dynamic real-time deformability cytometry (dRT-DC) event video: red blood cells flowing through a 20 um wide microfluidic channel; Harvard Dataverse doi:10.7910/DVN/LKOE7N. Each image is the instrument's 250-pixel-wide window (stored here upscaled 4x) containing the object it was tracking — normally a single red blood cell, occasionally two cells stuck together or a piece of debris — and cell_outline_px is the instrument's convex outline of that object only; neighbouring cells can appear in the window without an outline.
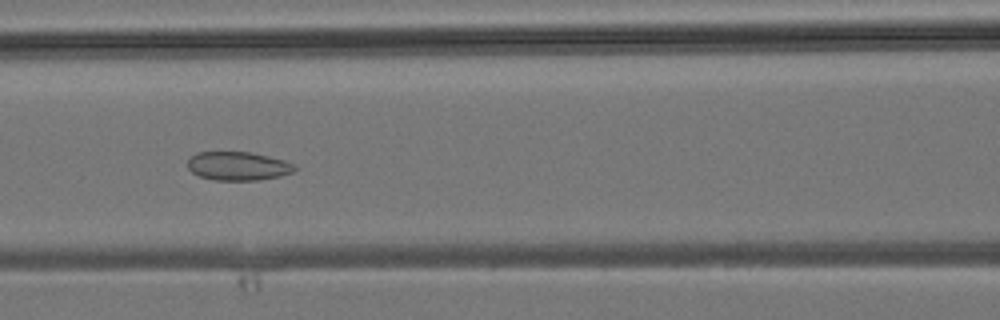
{"species": "common noctule bat (a hibernating species)", "species_latin": "Nyctalus noctula", "temperature_condition": "room temperature", "stored_images_in_passage": 42, "camera_frame_rate_fps": 3000, "um_per_image_px": 0.085, "animal": {"sex": "male", "body_mass_g": 19.2, "forearm_length_mm": 51.8}, "frame": {"image": 1, "passage_image": 18, "time_ms": 5.667, "image_size_px": [1000, 320], "cell_outline_px": [[296, 168], [292, 172], [280, 176], [260, 180], [216, 180], [200, 176], [192, 172], [188, 168], [188, 160], [196, 152], [252, 152], [284, 160], [292, 164]], "centroid_in_image_um": [20.22, 14.11], "position_along_channel_um": 146.4, "area_um2": 17.74}}
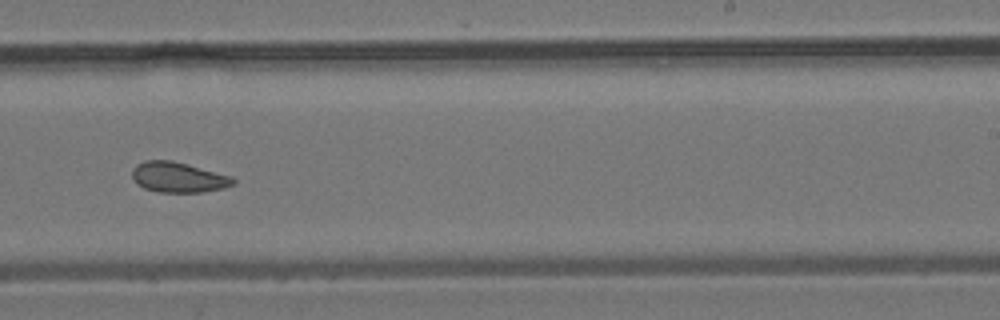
{"frame": {"image": 2, "passage_image": 26, "time_ms": 8.333, "image_size_px": [1000, 320], "cell_outline_px": [[236, 184], [224, 188], [204, 192], [160, 192], [144, 188], [136, 184], [132, 176], [132, 168], [136, 164], [144, 160], [172, 160], [232, 176], [236, 180]], "centroid_in_image_um": [15.16, 15.07], "position_along_channel_um": 273.8, "area_um2": 18.03}}
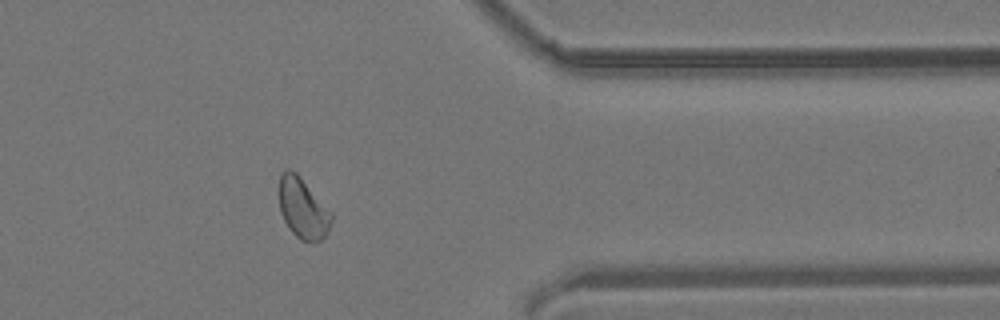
{"frame": {"image": 3, "passage_image": 34, "time_ms": 11.0, "image_size_px": [1000, 320], "cell_outline_px": [[332, 220], [328, 232], [320, 240], [300, 240], [288, 228], [280, 212], [280, 172], [288, 168], [296, 172], [300, 176], [332, 212]], "centroid_in_image_um": [25.74, 17.68], "position_along_channel_um": 385.7, "area_um2": 18.32}}